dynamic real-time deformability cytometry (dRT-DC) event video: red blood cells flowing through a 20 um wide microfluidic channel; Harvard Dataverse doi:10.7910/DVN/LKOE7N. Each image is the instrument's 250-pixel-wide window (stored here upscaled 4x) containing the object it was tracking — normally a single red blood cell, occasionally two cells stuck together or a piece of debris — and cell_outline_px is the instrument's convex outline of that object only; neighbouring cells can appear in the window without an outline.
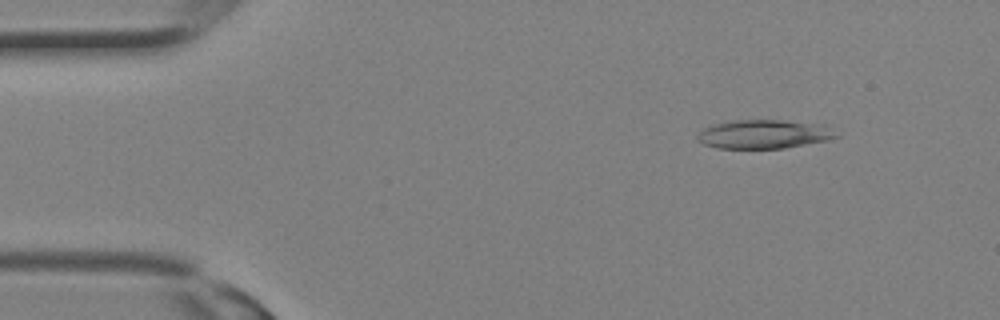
{"species": "Egyptian fruit bat (a non-hibernating species)", "species_latin": "Rousettus aegyptiacus", "temperature_condition": "room temperature", "stored_images_in_passage": 15, "camera_frame_rate_fps": 3000, "um_per_image_px": 0.085, "animal": {"sex": "female"}, "frame": {"image": 1, "passage_image": 4, "time_ms": 1.0, "image_size_px": [1000, 320], "cell_outline_px": [[840, 136], [828, 140], [784, 148], [716, 148], [704, 144], [696, 140], [696, 136], [704, 128], [712, 124], [736, 120], [780, 120], [824, 124]], "centroid_in_image_um": [64.92, 11.4], "position_along_channel_um": 20.1, "area_um2": 23.29}}
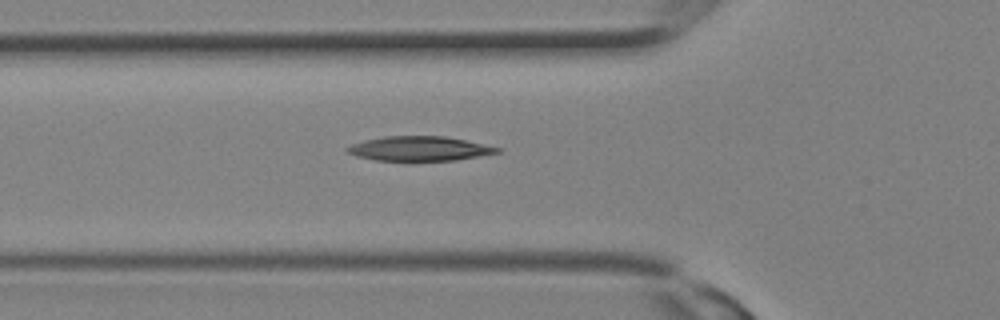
{"frame": {"image": 2, "passage_image": 11, "time_ms": 3.333, "image_size_px": [1000, 320], "cell_outline_px": [[500, 152], [480, 156], [456, 160], [376, 160], [356, 156], [348, 152], [344, 148], [352, 144], [364, 140], [384, 136], [444, 136], [464, 140], [500, 148]], "centroid_in_image_um": [35.61, 12.62], "position_along_channel_um": 90.2, "area_um2": 21.15}}
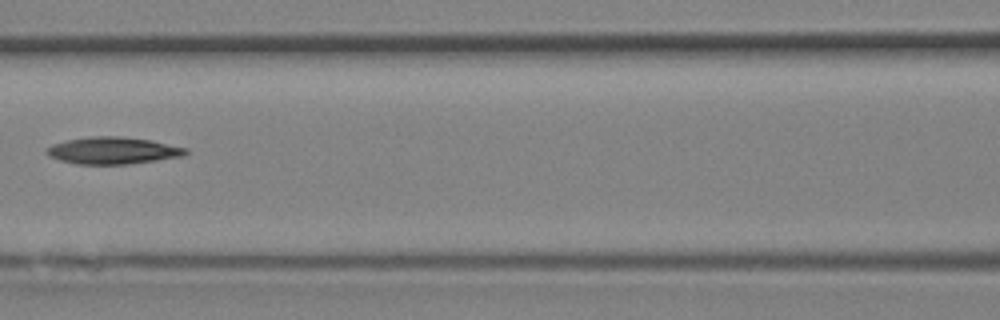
{"frame": {"image": 3, "passage_image": 14, "time_ms": 4.333, "image_size_px": [1000, 320], "cell_outline_px": [[188, 152], [184, 156], [128, 164], [76, 164], [60, 160], [48, 156], [44, 152], [44, 148], [52, 144], [64, 140], [92, 136], [120, 136], [148, 140], [188, 148]], "centroid_in_image_um": [9.53, 12.79], "position_along_channel_um": 157.1, "area_um2": 21.96}}